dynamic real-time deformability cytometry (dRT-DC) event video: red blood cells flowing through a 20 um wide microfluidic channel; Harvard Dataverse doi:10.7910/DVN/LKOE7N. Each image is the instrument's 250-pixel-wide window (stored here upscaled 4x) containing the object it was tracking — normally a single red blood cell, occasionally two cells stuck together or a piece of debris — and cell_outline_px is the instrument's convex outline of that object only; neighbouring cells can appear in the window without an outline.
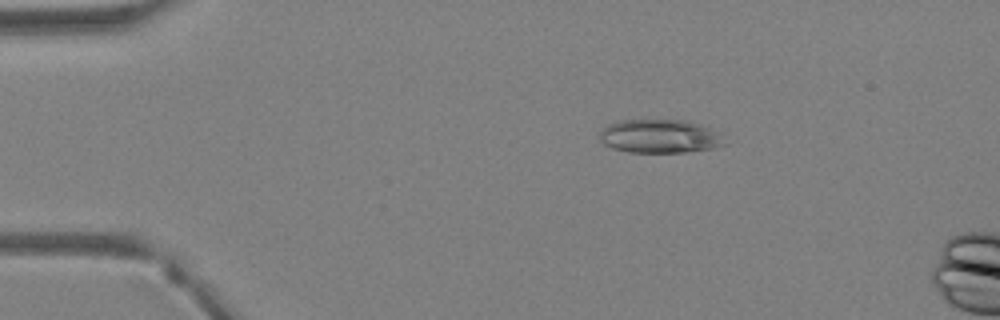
{"species": "Egyptian fruit bat (a non-hibernating species)", "species_latin": "Rousettus aegyptiacus", "temperature_condition": "warm", "stored_images_in_passage": 14, "camera_frame_rate_fps": 3000, "um_per_image_px": 0.085, "animal": {"sex": "female"}, "frame": {"image": 1, "passage_image": 8, "time_ms": 2.333, "image_size_px": [1000, 320], "cell_outline_px": [[728, 144], [712, 148], [684, 152], [628, 152], [612, 148], [604, 144], [600, 140], [600, 132], [608, 124], [616, 120], [688, 120], [708, 128], [716, 132]], "centroid_in_image_um": [56.04, 11.58], "position_along_channel_um": 29.0, "area_um2": 24.33}}